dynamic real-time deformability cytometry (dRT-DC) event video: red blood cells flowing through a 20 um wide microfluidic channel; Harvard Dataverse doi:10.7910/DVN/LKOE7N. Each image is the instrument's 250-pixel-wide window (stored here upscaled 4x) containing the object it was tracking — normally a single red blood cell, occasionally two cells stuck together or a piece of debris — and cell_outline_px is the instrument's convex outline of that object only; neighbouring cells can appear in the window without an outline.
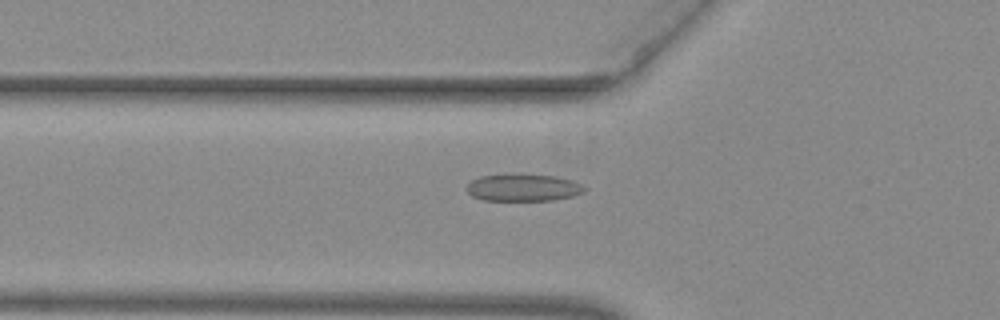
{"species": "common noctule bat (a hibernating species)", "species_latin": "Nyctalus noctula", "temperature_condition": "warm", "stored_images_in_passage": 25, "camera_frame_rate_fps": 3000, "um_per_image_px": 0.085, "animal": {"sex": "female", "body_mass_g": 29.2, "forearm_length_mm": 56.3}, "frame": {"image": 1, "passage_image": 9, "time_ms": 2.667, "image_size_px": [1000, 320], "cell_outline_px": [[588, 188], [584, 192], [572, 196], [552, 200], [484, 200], [472, 196], [468, 192], [468, 184], [472, 180], [480, 176], [556, 176], [572, 180]], "centroid_in_image_um": [44.52, 15.98], "position_along_channel_um": 81.3, "area_um2": 17.92}}
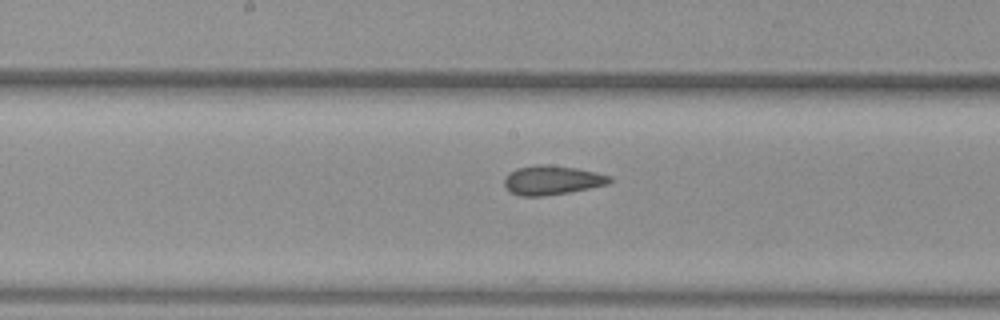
{"frame": {"image": 2, "passage_image": 18, "time_ms": 5.667, "image_size_px": [1000, 320], "cell_outline_px": [[612, 180], [608, 184], [568, 192], [544, 196], [520, 196], [508, 192], [504, 188], [504, 176], [508, 172], [516, 168], [536, 164], [544, 164], [576, 168], [596, 172], [612, 176]], "centroid_in_image_um": [46.85, 15.31], "position_along_channel_um": 201.3, "area_um2": 18.15}}
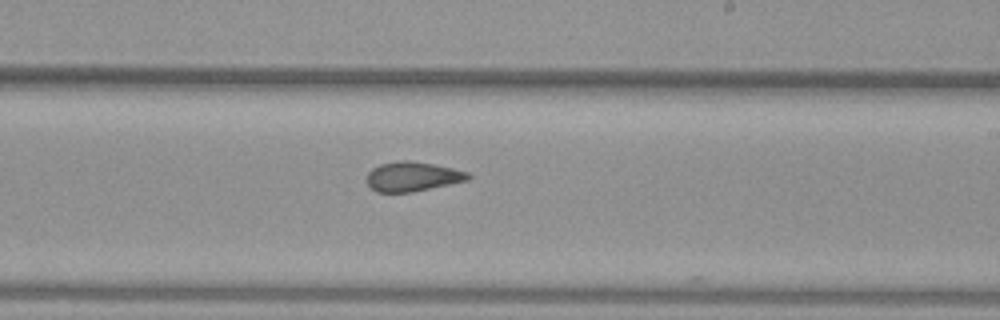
{"frame": {"image": 3, "passage_image": 22, "time_ms": 7.0, "image_size_px": [1000, 320], "cell_outline_px": [[472, 176], [468, 180], [412, 192], [376, 192], [368, 184], [368, 172], [372, 168], [380, 164], [396, 160], [408, 160], [432, 164], [452, 168], [468, 172]], "centroid_in_image_um": [35.06, 15.0], "position_along_channel_um": 253.9, "area_um2": 17.34}}